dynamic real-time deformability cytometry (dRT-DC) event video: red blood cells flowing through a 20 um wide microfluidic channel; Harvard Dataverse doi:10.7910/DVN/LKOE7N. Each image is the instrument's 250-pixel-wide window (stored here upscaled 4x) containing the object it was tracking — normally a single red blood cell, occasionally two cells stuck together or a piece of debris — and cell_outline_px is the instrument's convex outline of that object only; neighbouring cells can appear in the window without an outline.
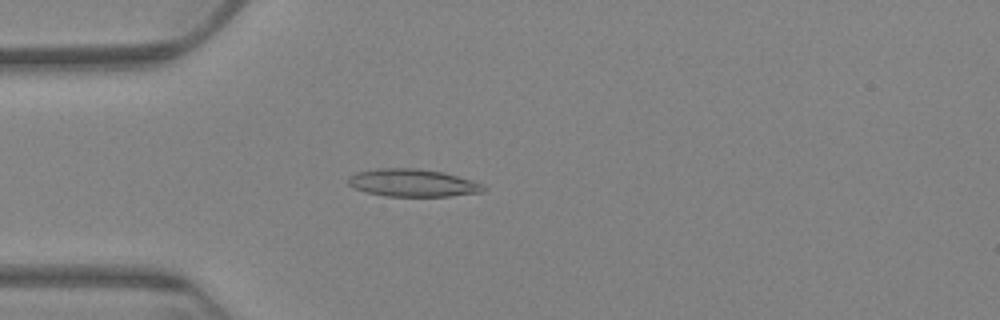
{"species": "Egyptian fruit bat (a non-hibernating species)", "species_latin": "Rousettus aegyptiacus", "temperature_condition": "warm", "stored_images_in_passage": 61, "camera_frame_rate_fps": 3000, "um_per_image_px": 0.085, "animal": {"sex": "female"}, "frame": {"image": 1, "passage_image": 16, "time_ms": 5.0, "image_size_px": [1000, 320], "cell_outline_px": [[488, 188], [484, 192], [448, 196], [388, 196], [368, 192], [352, 188], [348, 184], [348, 176], [356, 172], [376, 168], [420, 168], [444, 172], [472, 180], [484, 184]], "centroid_in_image_um": [35.1, 15.53], "position_along_channel_um": 49.9, "area_um2": 22.02}}
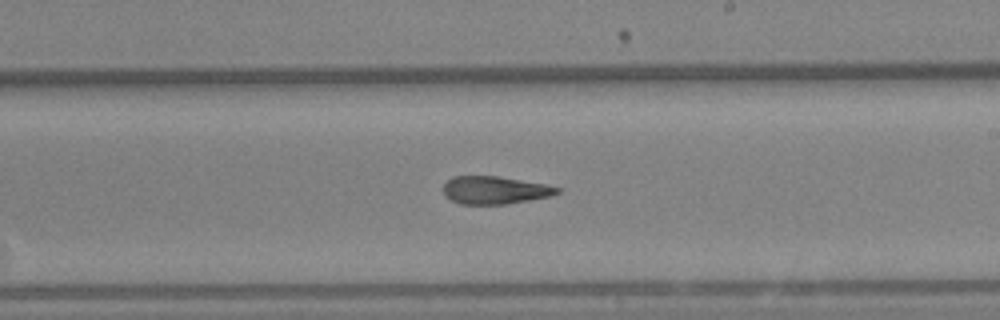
{"frame": {"image": 2, "passage_image": 35, "time_ms": 11.333, "image_size_px": [1000, 320], "cell_outline_px": [[560, 192], [548, 196], [528, 200], [504, 204], [460, 204], [444, 196], [444, 184], [452, 176], [496, 176], [544, 184], [560, 188]], "centroid_in_image_um": [42.01, 16.16], "position_along_channel_um": 247.0, "area_um2": 18.15}}
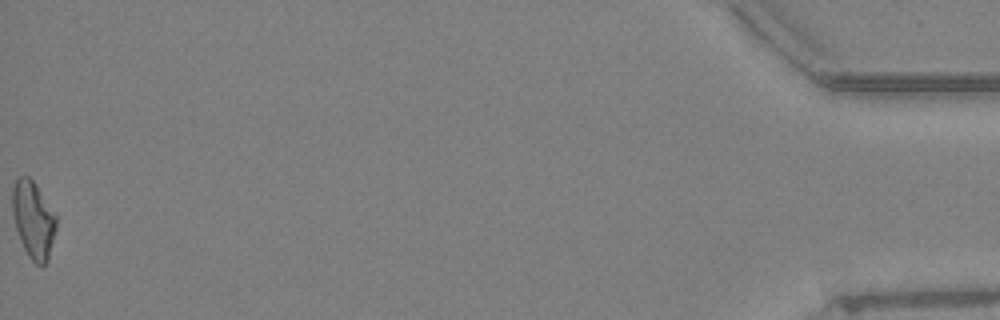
{"frame": {"image": 3, "passage_image": 61, "time_ms": 20.0, "image_size_px": [1000, 320], "cell_outline_px": [[56, 228], [48, 260], [44, 264], [36, 264], [28, 256], [20, 240], [16, 228], [12, 212], [12, 188], [16, 176], [28, 176], [36, 184], [56, 216]], "centroid_in_image_um": [2.81, 18.64], "position_along_channel_um": 432.4, "area_um2": 19.59}, "authors_computed_cell_mechanics": {"area_um2": 19.652, "velocity_mm_per_s": 3.3031, "shape_relaxation_time_tau1_ms": null, "shape_relaxation_time_tau2_ms": 6.0684, "deformation_change_tau1": null, "deformation_change_tau2": 0.1661}}